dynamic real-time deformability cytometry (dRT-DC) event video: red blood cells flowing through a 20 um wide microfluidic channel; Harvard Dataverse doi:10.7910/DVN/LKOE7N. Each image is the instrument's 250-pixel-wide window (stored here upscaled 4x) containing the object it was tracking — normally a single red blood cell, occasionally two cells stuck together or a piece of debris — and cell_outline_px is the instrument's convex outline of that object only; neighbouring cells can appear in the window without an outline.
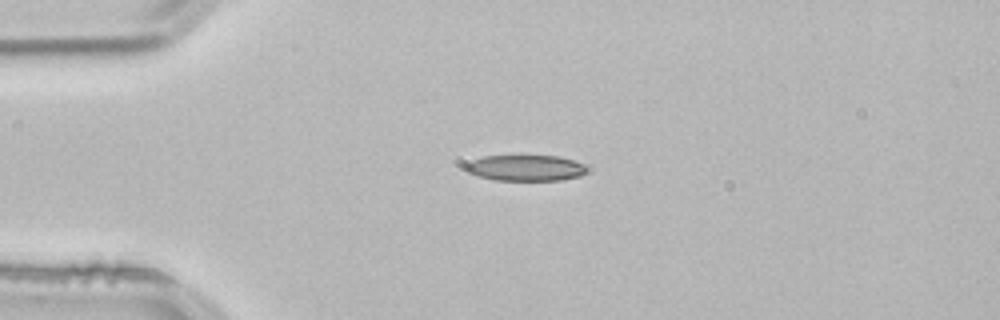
{"species": "common noctule bat (a hibernating species)", "species_latin": "Nyctalus noctula", "temperature_condition": "room temperature", "stored_images_in_passage": 41, "camera_frame_rate_fps": 3000, "um_per_image_px": 0.085, "animal": {"sex": "male", "body_mass_g": 21.5, "forearm_length_mm": 52.0}, "frame": {"image": 1, "passage_image": 1, "time_ms": 0.0, "image_size_px": [1000, 320], "cell_outline_px": [[588, 168], [580, 176], [560, 180], [492, 180], [476, 176], [468, 172], [464, 168], [464, 164], [472, 160], [484, 156], [556, 156], [572, 160], [584, 164]], "centroid_in_image_um": [44.62, 14.28], "position_along_channel_um": 40.4, "area_um2": 18.32}}
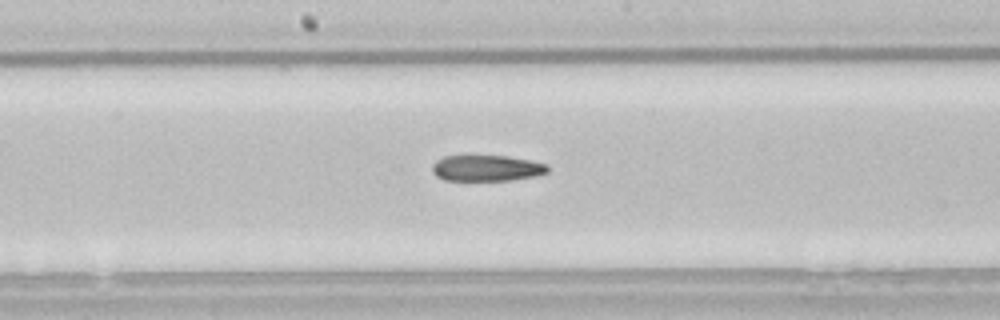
{"frame": {"image": 2, "passage_image": 16, "time_ms": 5.0, "image_size_px": [1000, 320], "cell_outline_px": [[548, 172], [536, 176], [512, 180], [444, 180], [436, 176], [432, 172], [432, 164], [436, 160], [444, 156], [508, 156], [548, 164]], "centroid_in_image_um": [41.35, 14.29], "position_along_channel_um": 206.8, "area_um2": 17.51}}
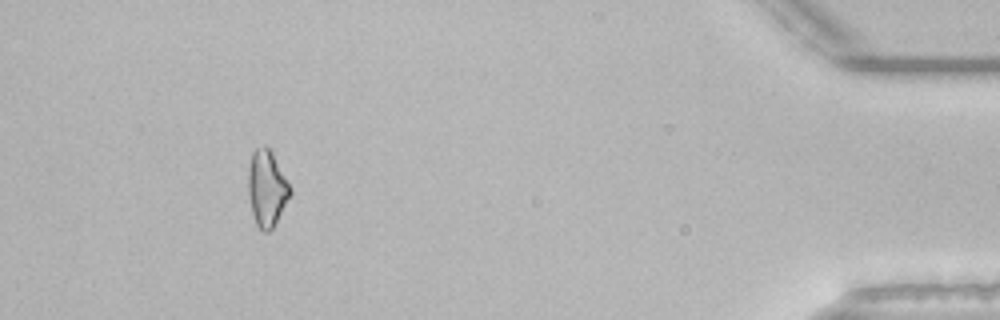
{"frame": {"image": 3, "passage_image": 37, "time_ms": 12.0, "image_size_px": [1000, 320], "cell_outline_px": [[292, 192], [272, 228], [268, 232], [264, 232], [256, 224], [252, 212], [248, 196], [248, 168], [252, 152], [256, 148], [264, 144], [272, 152], [292, 188]], "centroid_in_image_um": [22.67, 15.97], "position_along_channel_um": 412.5, "area_um2": 18.55}}